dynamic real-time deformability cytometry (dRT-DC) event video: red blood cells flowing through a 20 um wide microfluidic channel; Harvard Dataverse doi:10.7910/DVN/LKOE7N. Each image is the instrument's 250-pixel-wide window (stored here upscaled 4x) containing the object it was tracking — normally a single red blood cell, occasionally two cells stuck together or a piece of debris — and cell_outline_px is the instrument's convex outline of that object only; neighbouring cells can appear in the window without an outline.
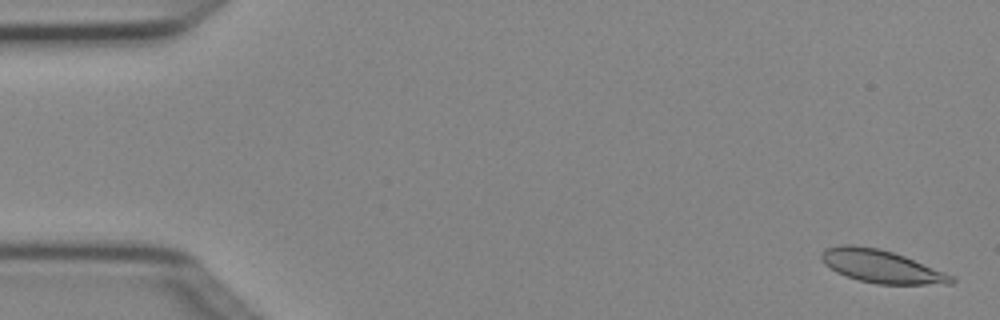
{"species": "Egyptian fruit bat (a non-hibernating species)", "species_latin": "Rousettus aegyptiacus", "temperature_condition": "cold", "stored_images_in_passage": 4, "camera_frame_rate_fps": 3000, "um_per_image_px": 0.085, "animal": {"sex": "female"}, "frame": {"image": 1, "passage_image": 1, "time_ms": 0.0, "image_size_px": [1000, 320], "cell_outline_px": [[956, 280], [952, 284], [876, 284], [860, 280], [836, 272], [824, 264], [820, 260], [820, 252], [824, 248], [844, 244], [852, 244], [876, 248], [892, 252], [904, 256], [944, 272], [952, 276]], "centroid_in_image_um": [74.86, 22.63], "position_along_channel_um": 10.1, "area_um2": 24.74}}
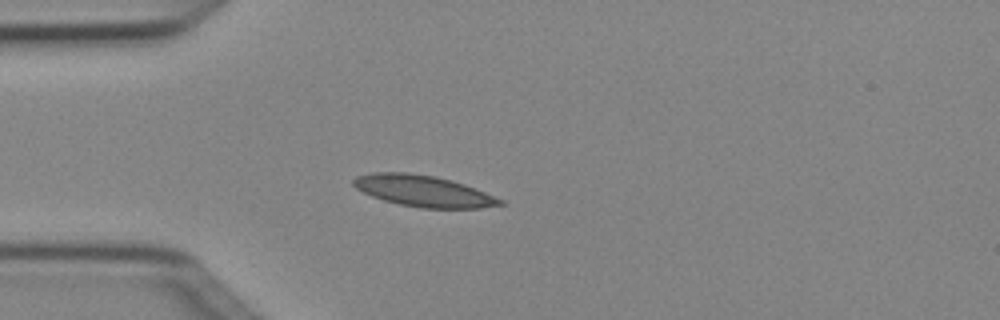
{"frame": {"image": 2, "passage_image": 4, "time_ms": 1.0, "image_size_px": [1000, 320], "cell_outline_px": [[504, 204], [480, 208], [420, 208], [400, 204], [384, 200], [372, 196], [356, 188], [352, 184], [352, 180], [356, 176], [372, 172], [408, 172], [436, 176], [452, 180], [476, 188], [504, 200]], "centroid_in_image_um": [35.99, 16.22], "position_along_channel_um": 49.0, "area_um2": 26.82}}